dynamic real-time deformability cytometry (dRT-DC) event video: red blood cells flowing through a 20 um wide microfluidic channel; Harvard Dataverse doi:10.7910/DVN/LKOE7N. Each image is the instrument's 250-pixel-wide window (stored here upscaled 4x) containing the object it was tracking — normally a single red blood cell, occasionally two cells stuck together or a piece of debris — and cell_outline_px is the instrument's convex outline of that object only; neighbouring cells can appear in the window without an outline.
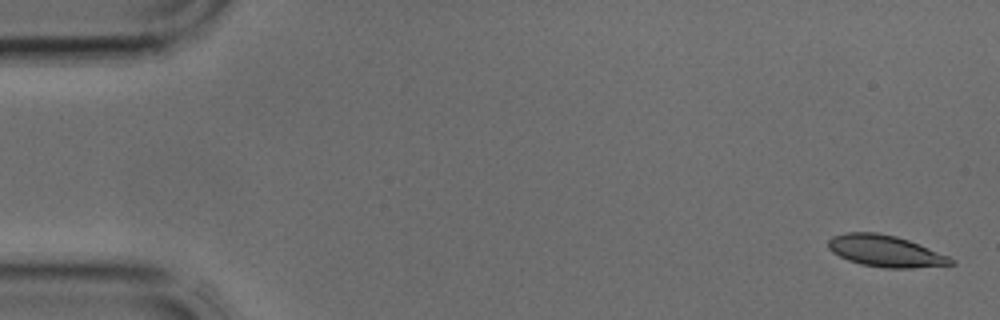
{"species": "common noctule bat (a hibernating species)", "species_latin": "Nyctalus noctula", "temperature_condition": "cold", "stored_images_in_passage": 3, "camera_frame_rate_fps": 3000, "um_per_image_px": 0.085, "animal": {"sex": "male", "body_mass_g": 17.9, "forearm_length_mm": 54.2}, "frame": {"image": 1, "passage_image": 1, "time_ms": 0.0, "image_size_px": [1000, 320], "cell_outline_px": [[956, 264], [912, 268], [884, 268], [860, 264], [848, 260], [832, 252], [828, 248], [828, 240], [832, 236], [844, 232], [876, 232], [896, 236], [908, 240], [948, 256], [956, 260]], "centroid_in_image_um": [75.24, 21.34], "position_along_channel_um": 9.8, "area_um2": 22.6}}
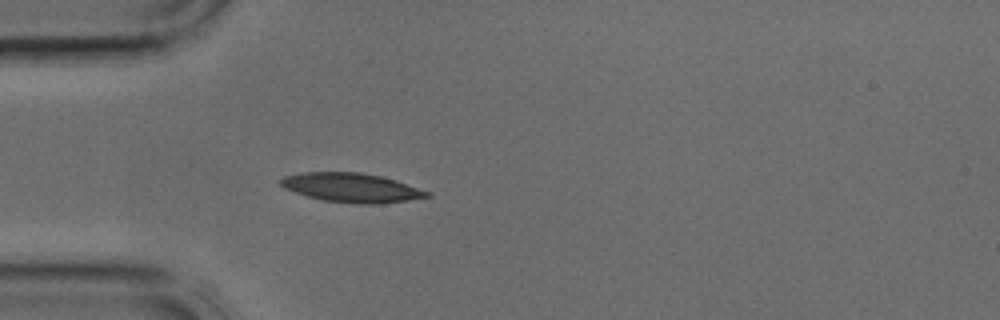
{"frame": {"image": 2, "passage_image": 3, "time_ms": 0.667, "image_size_px": [1000, 320], "cell_outline_px": [[432, 196], [376, 204], [360, 204], [324, 200], [308, 196], [284, 188], [280, 184], [280, 180], [284, 176], [304, 172], [360, 172], [380, 176], [396, 180], [428, 192]], "centroid_in_image_um": [29.84, 15.94], "position_along_channel_um": 55.2, "area_um2": 24.39}}